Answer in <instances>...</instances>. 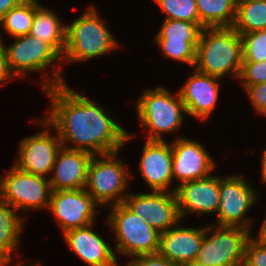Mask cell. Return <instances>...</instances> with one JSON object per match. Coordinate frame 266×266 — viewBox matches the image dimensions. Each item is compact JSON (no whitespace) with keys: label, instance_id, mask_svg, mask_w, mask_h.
<instances>
[{"label":"cell","instance_id":"52a82bcc","mask_svg":"<svg viewBox=\"0 0 266 266\" xmlns=\"http://www.w3.org/2000/svg\"><path fill=\"white\" fill-rule=\"evenodd\" d=\"M117 155L118 152L100 155L101 158L93 155L90 161L85 189L99 205L124 203L128 195L124 191L131 174L123 161L117 160Z\"/></svg>","mask_w":266,"mask_h":266},{"label":"cell","instance_id":"d4e9b609","mask_svg":"<svg viewBox=\"0 0 266 266\" xmlns=\"http://www.w3.org/2000/svg\"><path fill=\"white\" fill-rule=\"evenodd\" d=\"M39 6L36 0H24L0 20V26L13 38L29 34Z\"/></svg>","mask_w":266,"mask_h":266},{"label":"cell","instance_id":"2e32d148","mask_svg":"<svg viewBox=\"0 0 266 266\" xmlns=\"http://www.w3.org/2000/svg\"><path fill=\"white\" fill-rule=\"evenodd\" d=\"M172 147L165 140H147L139 162L141 175L152 191L168 192L172 175Z\"/></svg>","mask_w":266,"mask_h":266},{"label":"cell","instance_id":"cb8c5ba5","mask_svg":"<svg viewBox=\"0 0 266 266\" xmlns=\"http://www.w3.org/2000/svg\"><path fill=\"white\" fill-rule=\"evenodd\" d=\"M232 27L240 35L266 29V0L236 2Z\"/></svg>","mask_w":266,"mask_h":266},{"label":"cell","instance_id":"83f0119b","mask_svg":"<svg viewBox=\"0 0 266 266\" xmlns=\"http://www.w3.org/2000/svg\"><path fill=\"white\" fill-rule=\"evenodd\" d=\"M243 62L266 60V29L241 35Z\"/></svg>","mask_w":266,"mask_h":266},{"label":"cell","instance_id":"484cf974","mask_svg":"<svg viewBox=\"0 0 266 266\" xmlns=\"http://www.w3.org/2000/svg\"><path fill=\"white\" fill-rule=\"evenodd\" d=\"M203 27L184 20L165 19L154 42L199 41Z\"/></svg>","mask_w":266,"mask_h":266},{"label":"cell","instance_id":"5b68a950","mask_svg":"<svg viewBox=\"0 0 266 266\" xmlns=\"http://www.w3.org/2000/svg\"><path fill=\"white\" fill-rule=\"evenodd\" d=\"M111 209L107 222L115 232L119 254L134 257L158 253L161 233L156 228L124 203L113 205Z\"/></svg>","mask_w":266,"mask_h":266},{"label":"cell","instance_id":"d590c367","mask_svg":"<svg viewBox=\"0 0 266 266\" xmlns=\"http://www.w3.org/2000/svg\"><path fill=\"white\" fill-rule=\"evenodd\" d=\"M262 223L263 224H261L259 235H258L259 237H257L256 240L260 242L261 244L266 245V218Z\"/></svg>","mask_w":266,"mask_h":266},{"label":"cell","instance_id":"4316f807","mask_svg":"<svg viewBox=\"0 0 266 266\" xmlns=\"http://www.w3.org/2000/svg\"><path fill=\"white\" fill-rule=\"evenodd\" d=\"M162 12L167 16L165 19L184 20L199 24V15L196 0H154Z\"/></svg>","mask_w":266,"mask_h":266},{"label":"cell","instance_id":"8d00e7d4","mask_svg":"<svg viewBox=\"0 0 266 266\" xmlns=\"http://www.w3.org/2000/svg\"><path fill=\"white\" fill-rule=\"evenodd\" d=\"M261 168H262V180L266 183V149L262 151V159H261Z\"/></svg>","mask_w":266,"mask_h":266},{"label":"cell","instance_id":"30bf717a","mask_svg":"<svg viewBox=\"0 0 266 266\" xmlns=\"http://www.w3.org/2000/svg\"><path fill=\"white\" fill-rule=\"evenodd\" d=\"M124 204L160 233L179 226L178 223L182 220L177 198L172 190L170 192L128 193Z\"/></svg>","mask_w":266,"mask_h":266},{"label":"cell","instance_id":"ac0fdd59","mask_svg":"<svg viewBox=\"0 0 266 266\" xmlns=\"http://www.w3.org/2000/svg\"><path fill=\"white\" fill-rule=\"evenodd\" d=\"M218 80L220 78L195 70L179 90L186 114L203 120L212 114L219 95Z\"/></svg>","mask_w":266,"mask_h":266},{"label":"cell","instance_id":"7a4b0ae2","mask_svg":"<svg viewBox=\"0 0 266 266\" xmlns=\"http://www.w3.org/2000/svg\"><path fill=\"white\" fill-rule=\"evenodd\" d=\"M243 63L241 35L231 27H204L196 51L194 69L223 78H238Z\"/></svg>","mask_w":266,"mask_h":266},{"label":"cell","instance_id":"f1b7e54d","mask_svg":"<svg viewBox=\"0 0 266 266\" xmlns=\"http://www.w3.org/2000/svg\"><path fill=\"white\" fill-rule=\"evenodd\" d=\"M163 50L165 57H170L177 61H182L194 66L196 62V51L199 41L183 42H156Z\"/></svg>","mask_w":266,"mask_h":266},{"label":"cell","instance_id":"f546056e","mask_svg":"<svg viewBox=\"0 0 266 266\" xmlns=\"http://www.w3.org/2000/svg\"><path fill=\"white\" fill-rule=\"evenodd\" d=\"M239 79L243 80L244 89L249 85L266 82V60L260 62H243Z\"/></svg>","mask_w":266,"mask_h":266},{"label":"cell","instance_id":"d6a6232c","mask_svg":"<svg viewBox=\"0 0 266 266\" xmlns=\"http://www.w3.org/2000/svg\"><path fill=\"white\" fill-rule=\"evenodd\" d=\"M127 266H176L166 258L156 254L138 255L128 262Z\"/></svg>","mask_w":266,"mask_h":266},{"label":"cell","instance_id":"ffe728a7","mask_svg":"<svg viewBox=\"0 0 266 266\" xmlns=\"http://www.w3.org/2000/svg\"><path fill=\"white\" fill-rule=\"evenodd\" d=\"M92 227L93 224L65 232L70 249L89 266H118L115 252Z\"/></svg>","mask_w":266,"mask_h":266},{"label":"cell","instance_id":"1f68e13d","mask_svg":"<svg viewBox=\"0 0 266 266\" xmlns=\"http://www.w3.org/2000/svg\"><path fill=\"white\" fill-rule=\"evenodd\" d=\"M245 89L257 113L266 116V82L249 85Z\"/></svg>","mask_w":266,"mask_h":266},{"label":"cell","instance_id":"7402d4cb","mask_svg":"<svg viewBox=\"0 0 266 266\" xmlns=\"http://www.w3.org/2000/svg\"><path fill=\"white\" fill-rule=\"evenodd\" d=\"M56 15L40 5L35 11L29 34L47 42L62 57L66 45V25L63 26Z\"/></svg>","mask_w":266,"mask_h":266},{"label":"cell","instance_id":"9a60e30c","mask_svg":"<svg viewBox=\"0 0 266 266\" xmlns=\"http://www.w3.org/2000/svg\"><path fill=\"white\" fill-rule=\"evenodd\" d=\"M175 192L180 218L188 212L209 214L218 211L220 177L209 175L198 180L178 184Z\"/></svg>","mask_w":266,"mask_h":266},{"label":"cell","instance_id":"603a6c76","mask_svg":"<svg viewBox=\"0 0 266 266\" xmlns=\"http://www.w3.org/2000/svg\"><path fill=\"white\" fill-rule=\"evenodd\" d=\"M199 24L204 27H231L236 0H196Z\"/></svg>","mask_w":266,"mask_h":266},{"label":"cell","instance_id":"e575fe53","mask_svg":"<svg viewBox=\"0 0 266 266\" xmlns=\"http://www.w3.org/2000/svg\"><path fill=\"white\" fill-rule=\"evenodd\" d=\"M24 0H0V20L14 7L20 5Z\"/></svg>","mask_w":266,"mask_h":266},{"label":"cell","instance_id":"4dcf8cb0","mask_svg":"<svg viewBox=\"0 0 266 266\" xmlns=\"http://www.w3.org/2000/svg\"><path fill=\"white\" fill-rule=\"evenodd\" d=\"M243 266H266V245L250 237L245 246Z\"/></svg>","mask_w":266,"mask_h":266},{"label":"cell","instance_id":"836d02e7","mask_svg":"<svg viewBox=\"0 0 266 266\" xmlns=\"http://www.w3.org/2000/svg\"><path fill=\"white\" fill-rule=\"evenodd\" d=\"M2 43L3 42L0 37V83L6 81L7 79L15 78L9 71L6 59V52Z\"/></svg>","mask_w":266,"mask_h":266},{"label":"cell","instance_id":"7c38bea8","mask_svg":"<svg viewBox=\"0 0 266 266\" xmlns=\"http://www.w3.org/2000/svg\"><path fill=\"white\" fill-rule=\"evenodd\" d=\"M39 125L45 130L25 137L19 145V158L14 166L23 172L45 177L53 171L56 155L62 148L59 135L52 136L47 128L49 123L43 119Z\"/></svg>","mask_w":266,"mask_h":266},{"label":"cell","instance_id":"e0dca14e","mask_svg":"<svg viewBox=\"0 0 266 266\" xmlns=\"http://www.w3.org/2000/svg\"><path fill=\"white\" fill-rule=\"evenodd\" d=\"M92 157L89 152L62 147L56 155L53 176L49 179L52 190L85 188Z\"/></svg>","mask_w":266,"mask_h":266},{"label":"cell","instance_id":"8992f818","mask_svg":"<svg viewBox=\"0 0 266 266\" xmlns=\"http://www.w3.org/2000/svg\"><path fill=\"white\" fill-rule=\"evenodd\" d=\"M214 226L205 227L195 261L204 266H243L245 246L252 236L251 231L239 226Z\"/></svg>","mask_w":266,"mask_h":266},{"label":"cell","instance_id":"44dd1931","mask_svg":"<svg viewBox=\"0 0 266 266\" xmlns=\"http://www.w3.org/2000/svg\"><path fill=\"white\" fill-rule=\"evenodd\" d=\"M17 212L0 197V266L11 262L12 252L19 245L24 218L19 217Z\"/></svg>","mask_w":266,"mask_h":266},{"label":"cell","instance_id":"8fae6325","mask_svg":"<svg viewBox=\"0 0 266 266\" xmlns=\"http://www.w3.org/2000/svg\"><path fill=\"white\" fill-rule=\"evenodd\" d=\"M97 203L85 188L52 190L49 210L54 214L63 231L82 228L95 221Z\"/></svg>","mask_w":266,"mask_h":266},{"label":"cell","instance_id":"d6986e66","mask_svg":"<svg viewBox=\"0 0 266 266\" xmlns=\"http://www.w3.org/2000/svg\"><path fill=\"white\" fill-rule=\"evenodd\" d=\"M176 227L161 232L158 254L176 266H180L196 260L205 235V228Z\"/></svg>","mask_w":266,"mask_h":266},{"label":"cell","instance_id":"277c9868","mask_svg":"<svg viewBox=\"0 0 266 266\" xmlns=\"http://www.w3.org/2000/svg\"><path fill=\"white\" fill-rule=\"evenodd\" d=\"M136 112L142 125L149 130L147 140H164L161 133L179 129L186 113L179 91L175 97L163 87L146 90L136 101Z\"/></svg>","mask_w":266,"mask_h":266},{"label":"cell","instance_id":"5bb4252c","mask_svg":"<svg viewBox=\"0 0 266 266\" xmlns=\"http://www.w3.org/2000/svg\"><path fill=\"white\" fill-rule=\"evenodd\" d=\"M171 147L172 175L179 180V184L205 178L215 167L212 157L197 141L181 137L171 142Z\"/></svg>","mask_w":266,"mask_h":266},{"label":"cell","instance_id":"3957f363","mask_svg":"<svg viewBox=\"0 0 266 266\" xmlns=\"http://www.w3.org/2000/svg\"><path fill=\"white\" fill-rule=\"evenodd\" d=\"M98 16L94 6L66 25L65 61H85L118 47V43Z\"/></svg>","mask_w":266,"mask_h":266},{"label":"cell","instance_id":"9c48e42d","mask_svg":"<svg viewBox=\"0 0 266 266\" xmlns=\"http://www.w3.org/2000/svg\"><path fill=\"white\" fill-rule=\"evenodd\" d=\"M252 186L241 176L220 177V201L218 206L219 226H239L250 231V219L246 216L256 201Z\"/></svg>","mask_w":266,"mask_h":266},{"label":"cell","instance_id":"f35d334b","mask_svg":"<svg viewBox=\"0 0 266 266\" xmlns=\"http://www.w3.org/2000/svg\"><path fill=\"white\" fill-rule=\"evenodd\" d=\"M251 1H258V0H236V2H251Z\"/></svg>","mask_w":266,"mask_h":266},{"label":"cell","instance_id":"6da1fadb","mask_svg":"<svg viewBox=\"0 0 266 266\" xmlns=\"http://www.w3.org/2000/svg\"><path fill=\"white\" fill-rule=\"evenodd\" d=\"M53 71L51 78L41 82L51 101L49 116L44 119L57 131L62 147L99 156L119 152L133 135L107 116L97 103L70 89L61 70ZM67 141L75 146H66Z\"/></svg>","mask_w":266,"mask_h":266},{"label":"cell","instance_id":"ba28073f","mask_svg":"<svg viewBox=\"0 0 266 266\" xmlns=\"http://www.w3.org/2000/svg\"><path fill=\"white\" fill-rule=\"evenodd\" d=\"M51 193L47 177L23 172L14 165L0 179V197L16 211L49 207Z\"/></svg>","mask_w":266,"mask_h":266},{"label":"cell","instance_id":"74e56055","mask_svg":"<svg viewBox=\"0 0 266 266\" xmlns=\"http://www.w3.org/2000/svg\"><path fill=\"white\" fill-rule=\"evenodd\" d=\"M180 266H204V265L199 264V263H197L196 261H192V262H187V263H185V264H182V265H180Z\"/></svg>","mask_w":266,"mask_h":266},{"label":"cell","instance_id":"4fadbf2b","mask_svg":"<svg viewBox=\"0 0 266 266\" xmlns=\"http://www.w3.org/2000/svg\"><path fill=\"white\" fill-rule=\"evenodd\" d=\"M10 46H4L7 65L14 77L22 78L25 72L47 69L62 57L47 43L27 34L14 38Z\"/></svg>","mask_w":266,"mask_h":266}]
</instances>
